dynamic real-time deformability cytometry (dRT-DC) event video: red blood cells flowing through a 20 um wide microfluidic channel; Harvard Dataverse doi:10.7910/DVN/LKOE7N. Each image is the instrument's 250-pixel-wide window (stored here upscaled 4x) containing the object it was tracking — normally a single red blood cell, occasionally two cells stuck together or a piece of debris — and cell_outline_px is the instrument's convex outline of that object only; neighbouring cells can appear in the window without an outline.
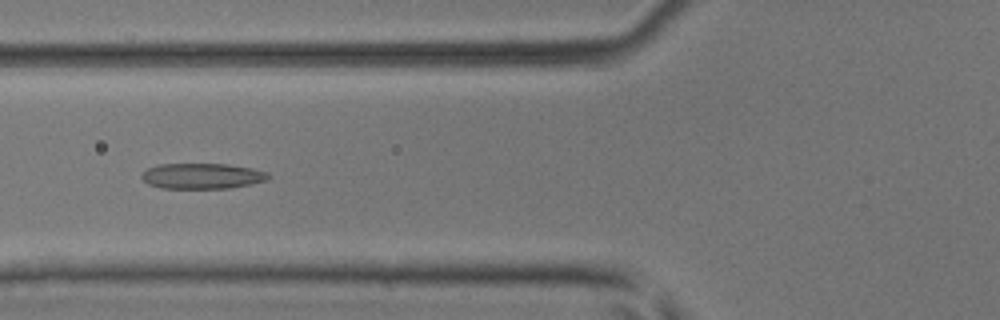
{"species": "common noctule bat (a hibernating species)", "species_latin": "Nyctalus noctula", "temperature_condition": "room temperature", "stored_images_in_passage": 47, "camera_frame_rate_fps": 3000, "um_per_image_px": 0.085, "animal": {"sex": "male", "body_mass_g": 17.9, "forearm_length_mm": 54.2}, "frame": {"image": 1, "passage_image": 17, "time_ms": 5.333, "image_size_px": [1000, 320], "cell_outline_px": [[272, 176], [268, 180], [252, 184], [228, 188], [160, 188], [148, 184], [140, 176], [148, 168], [160, 164], [228, 164], [252, 168], [268, 172]], "centroid_in_image_um": [17.23, 14.96], "position_along_channel_um": 108.6, "area_um2": 18.96}}
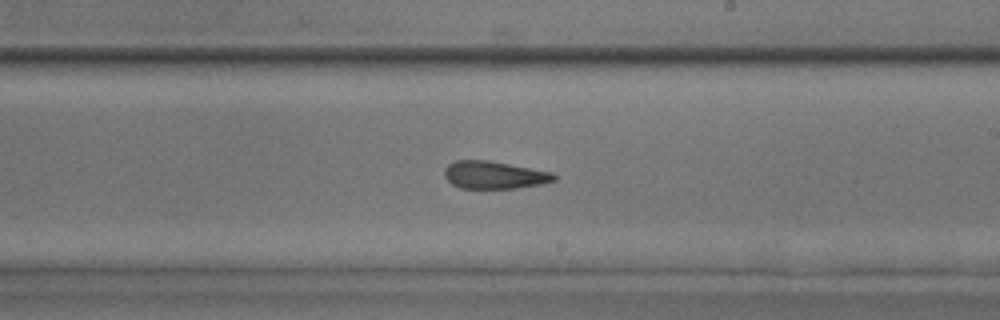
{"frame": {"image": 2, "passage_image": 27, "time_ms": 8.667, "image_size_px": [1000, 320], "cell_outline_px": [[556, 180], [544, 184], [516, 188], [460, 188], [452, 184], [444, 176], [444, 168], [448, 164], [456, 160], [488, 160], [552, 172], [556, 176]], "centroid_in_image_um": [42.01, 14.87], "position_along_channel_um": 247.0, "area_um2": 17.69}}
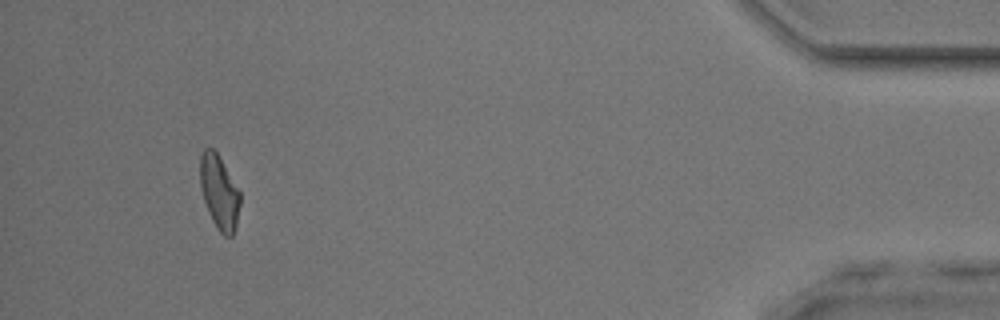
{"frame": {"image": 3, "passage_image": 44, "time_ms": 14.333, "image_size_px": [1000, 320], "cell_outline_px": [[240, 204], [236, 224], [232, 236], [224, 236], [216, 228], [212, 220], [204, 200], [200, 188], [200, 156], [204, 148], [212, 148], [216, 152], [240, 192]], "centroid_in_image_um": [18.62, 16.35], "position_along_channel_um": 416.6, "area_um2": 16.99}, "authors_computed_cell_mechanics": {"area_um2": 17.9758, "velocity_mm_per_s": 4.1714, "shape_relaxation_time_tau1_ms": null, "shape_relaxation_time_tau2_ms": 2.4034, "deformation_change_tau1": null, "deformation_change_tau2": 0.1123}}